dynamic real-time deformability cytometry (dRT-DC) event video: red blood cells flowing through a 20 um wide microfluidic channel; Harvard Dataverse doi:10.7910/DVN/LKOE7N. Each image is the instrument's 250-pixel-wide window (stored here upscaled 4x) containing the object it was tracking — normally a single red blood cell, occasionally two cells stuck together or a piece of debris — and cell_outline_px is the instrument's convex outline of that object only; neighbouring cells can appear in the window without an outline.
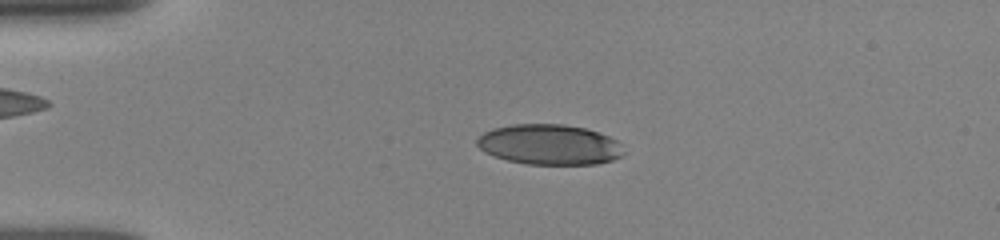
{"species": "human", "species_latin": "Homo sapiens", "temperature_condition": "room temperature", "stored_images_in_passage": 52, "camera_frame_rate_fps": 3000, "um_per_image_px": 0.085, "donor": {"sex": "female"}, "frame": {"image": 1, "passage_image": 13, "time_ms": 3.667, "image_size_px": [1000, 240], "cell_outline_px": [[624, 156], [612, 160], [596, 164], [524, 164], [508, 160], [484, 152], [476, 144], [476, 140], [484, 132], [492, 128], [512, 124], [564, 124], [584, 128], [608, 136], [616, 140], [620, 144], [624, 152]], "centroid_in_image_um": [46.69, 12.29], "position_along_channel_um": 38.3, "area_um2": 34.45}}
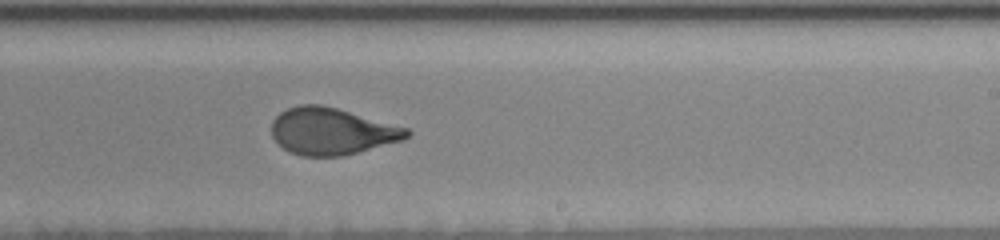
{"frame": {"image": 2, "passage_image": 33, "time_ms": 10.333, "image_size_px": [1000, 240], "cell_outline_px": [[412, 132], [404, 140], [344, 156], [300, 156], [288, 152], [272, 136], [272, 120], [280, 112], [288, 108], [300, 104], [320, 104], [336, 108], [408, 128]], "centroid_in_image_um": [28.2, 11.17], "position_along_channel_um": 260.8, "area_um2": 36.93}}
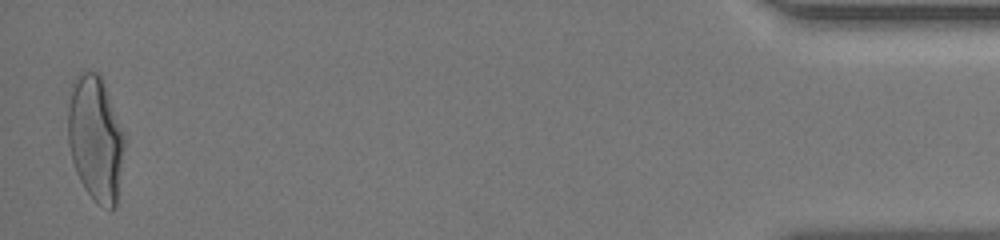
{"frame": {"image": 3, "passage_image": 52, "time_ms": 16.667, "image_size_px": [1000, 240], "cell_outline_px": [[124, 144], [116, 204], [112, 212], [96, 204], [80, 180], [76, 172], [72, 160], [68, 144], [68, 108], [72, 80], [80, 72], [96, 72], [100, 76], [124, 136]], "centroid_in_image_um": [8.08, 11.82], "position_along_channel_um": 427.1, "area_um2": 40.63}, "authors_computed_cell_mechanics": {"area_um2": 37.1365, "velocity_mm_per_s": 3.9202, "shape_relaxation_time_tau1_ms": 5.2208, "shape_relaxation_time_tau2_ms": 0.7879, "deformation_change_tau1": 0.2052, "deformation_change_tau2": 0.0733}}